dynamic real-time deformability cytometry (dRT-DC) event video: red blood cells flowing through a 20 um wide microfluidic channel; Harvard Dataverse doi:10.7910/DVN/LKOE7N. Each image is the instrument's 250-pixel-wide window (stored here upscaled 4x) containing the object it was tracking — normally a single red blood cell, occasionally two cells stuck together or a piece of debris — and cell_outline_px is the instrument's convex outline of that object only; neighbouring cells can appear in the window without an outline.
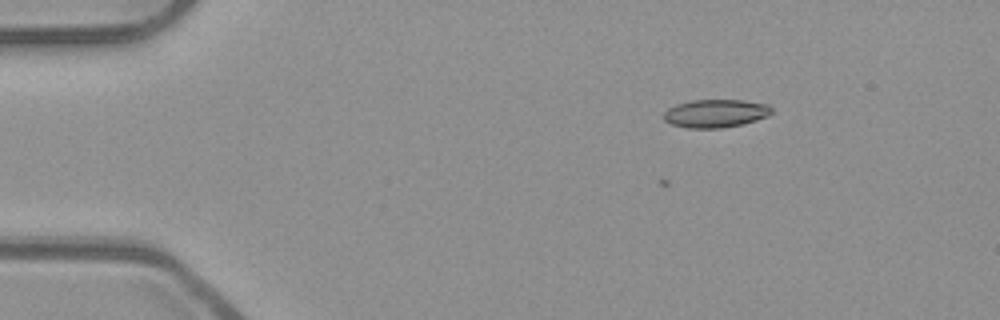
{"species": "common noctule bat (a hibernating species)", "species_latin": "Nyctalus noctula", "temperature_condition": "room temperature", "stored_images_in_passage": 3, "camera_frame_rate_fps": 3000, "um_per_image_px": 0.085, "animal": {"sex": "male", "body_mass_g": 23.1, "forearm_length_mm": 52.7}, "frame": {"image": 1, "passage_image": 3, "time_ms": 0.667, "image_size_px": [1000, 320], "cell_outline_px": [[772, 112], [768, 116], [744, 124], [720, 128], [688, 128], [672, 124], [664, 120], [664, 112], [668, 108], [676, 104], [692, 100], [744, 100], [768, 104], [772, 108]], "centroid_in_image_um": [60.84, 9.63], "position_along_channel_um": 24.2, "area_um2": 17.74}}